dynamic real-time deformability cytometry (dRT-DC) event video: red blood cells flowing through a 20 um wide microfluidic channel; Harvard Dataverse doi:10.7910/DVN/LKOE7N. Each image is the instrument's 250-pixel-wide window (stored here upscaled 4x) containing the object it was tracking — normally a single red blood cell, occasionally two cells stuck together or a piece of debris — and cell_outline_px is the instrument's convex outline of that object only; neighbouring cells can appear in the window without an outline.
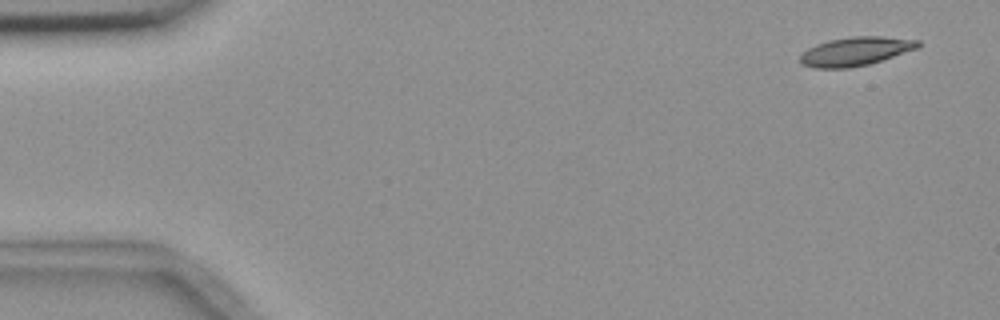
{"species": "common noctule bat (a hibernating species)", "species_latin": "Nyctalus noctula", "temperature_condition": "room temperature", "stored_images_in_passage": 6, "camera_frame_rate_fps": 3000, "um_per_image_px": 0.085, "animal": {"sex": "female", "body_mass_g": 18.4}, "frame": {"image": 1, "passage_image": 1, "time_ms": 0.0, "image_size_px": [1000, 320], "cell_outline_px": [[920, 48], [868, 64], [848, 68], [812, 68], [800, 64], [800, 56], [808, 48], [816, 44], [828, 40], [852, 36], [880, 36], [920, 40]], "centroid_in_image_um": [72.72, 4.36], "position_along_channel_um": 12.3, "area_um2": 19.83}}
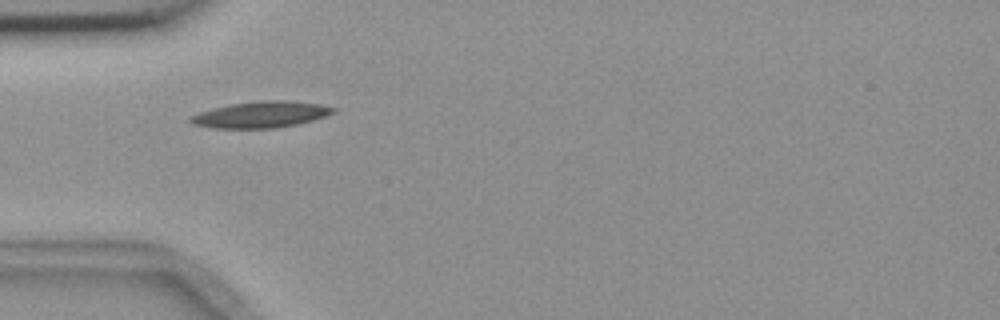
{"frame": {"image": 2, "passage_image": 5, "time_ms": 4.667, "image_size_px": [1000, 320], "cell_outline_px": [[336, 112], [312, 120], [296, 124], [272, 128], [212, 128], [192, 124], [188, 120], [188, 116], [212, 108], [232, 104], [260, 100], [288, 100], [320, 104], [336, 108]], "centroid_in_image_um": [22.14, 9.73], "position_along_channel_um": 62.9, "area_um2": 21.85}}